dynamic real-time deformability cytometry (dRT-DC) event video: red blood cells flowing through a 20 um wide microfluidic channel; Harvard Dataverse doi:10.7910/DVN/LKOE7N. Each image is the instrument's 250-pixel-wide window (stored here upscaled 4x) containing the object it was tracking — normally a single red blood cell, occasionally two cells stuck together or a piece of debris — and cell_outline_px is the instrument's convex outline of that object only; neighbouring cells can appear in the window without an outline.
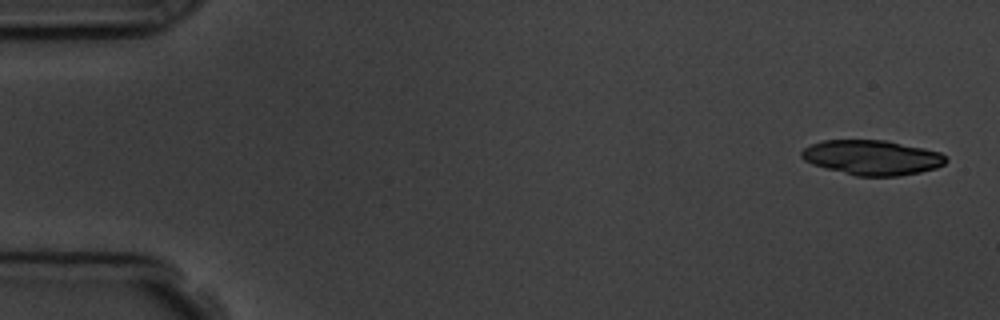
{"species": "common noctule bat (a hibernating species)", "species_latin": "Nyctalus noctula", "temperature_condition": "room temperature", "stored_images_in_passage": 4, "camera_frame_rate_fps": 3000, "um_per_image_px": 0.085, "animal": {"sex": "male", "body_mass_g": 19.5, "forearm_length_mm": 54.6}, "frame": {"image": 1, "passage_image": 1, "time_ms": 0.0, "image_size_px": [1000, 320], "cell_outline_px": [[948, 160], [944, 164], [936, 168], [920, 172], [900, 176], [856, 176], [812, 164], [804, 160], [800, 156], [800, 152], [804, 148], [812, 144], [824, 140], [884, 140], [924, 148], [940, 152]], "centroid_in_image_um": [74.13, 13.39], "position_along_channel_um": 10.9, "area_um2": 29.25}}